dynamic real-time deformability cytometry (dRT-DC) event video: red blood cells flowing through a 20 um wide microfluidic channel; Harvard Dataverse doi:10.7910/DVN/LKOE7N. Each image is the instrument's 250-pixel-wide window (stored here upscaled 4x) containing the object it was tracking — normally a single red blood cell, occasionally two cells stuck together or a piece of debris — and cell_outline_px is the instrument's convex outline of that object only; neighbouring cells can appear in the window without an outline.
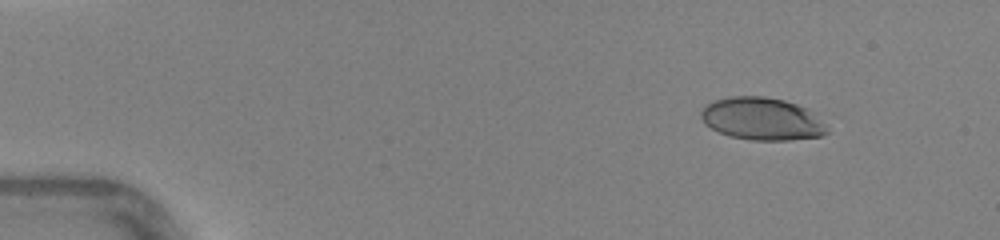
{"species": "human", "species_latin": "Homo sapiens", "temperature_condition": "warm", "stored_images_in_passage": 46, "camera_frame_rate_fps": 3000, "um_per_image_px": 0.085, "donor": {"sex": "female"}, "frame": {"image": 1, "passage_image": 6, "time_ms": 1.667, "image_size_px": [1000, 240], "cell_outline_px": [[828, 132], [824, 136], [788, 140], [752, 140], [728, 136], [704, 124], [700, 116], [700, 112], [708, 104], [716, 100], [728, 96], [764, 96], [784, 100], [808, 108], [828, 124]], "centroid_in_image_um": [64.82, 10.11], "position_along_channel_um": 20.2, "area_um2": 31.56}}
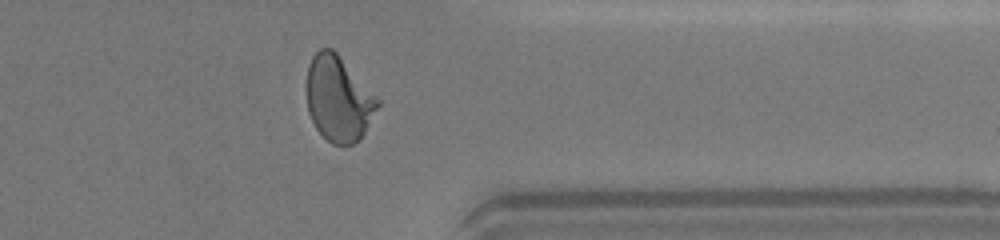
{"frame": {"image": 2, "passage_image": 38, "time_ms": 12.333, "image_size_px": [1000, 240], "cell_outline_px": [[380, 104], [364, 132], [352, 144], [332, 144], [316, 128], [308, 112], [308, 64], [312, 56], [320, 48], [332, 48], [336, 52], [380, 100]], "centroid_in_image_um": [28.77, 8.37], "position_along_channel_um": 382.6, "area_um2": 34.56}}
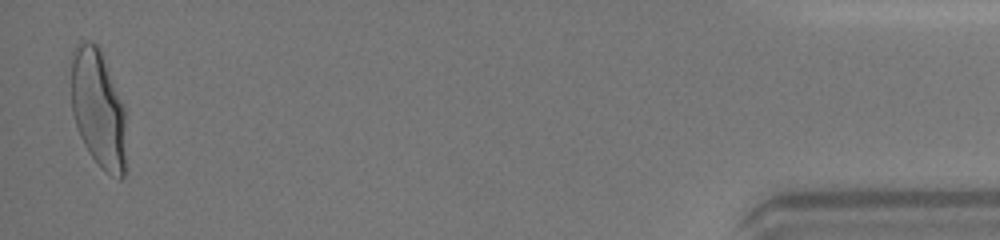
{"frame": {"image": 3, "passage_image": 46, "time_ms": 15.0, "image_size_px": [1000, 240], "cell_outline_px": [[124, 176], [120, 180], [100, 168], [88, 152], [80, 136], [72, 112], [68, 60], [76, 44], [80, 40], [92, 40], [100, 48], [124, 108]], "centroid_in_image_um": [8.27, 9.15], "position_along_channel_um": 426.9, "area_um2": 38.38}, "authors_computed_cell_mechanics": {"area_um2": 34.3043, "velocity_mm_per_s": 4.4168, "shape_relaxation_time_tau1_ms": 4.2259, "shape_relaxation_time_tau2_ms": null, "deformation_change_tau1": 0.2237, "deformation_change_tau2": null}}